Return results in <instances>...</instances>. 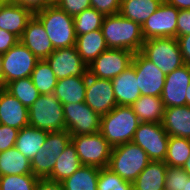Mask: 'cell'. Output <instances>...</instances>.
<instances>
[{
    "label": "cell",
    "mask_w": 190,
    "mask_h": 190,
    "mask_svg": "<svg viewBox=\"0 0 190 190\" xmlns=\"http://www.w3.org/2000/svg\"><path fill=\"white\" fill-rule=\"evenodd\" d=\"M101 30L108 48L141 52L145 40L142 26L135 21L124 18L120 13L104 16Z\"/></svg>",
    "instance_id": "1"
},
{
    "label": "cell",
    "mask_w": 190,
    "mask_h": 190,
    "mask_svg": "<svg viewBox=\"0 0 190 190\" xmlns=\"http://www.w3.org/2000/svg\"><path fill=\"white\" fill-rule=\"evenodd\" d=\"M140 121L131 106L117 105L102 115L100 132L112 146L132 142Z\"/></svg>",
    "instance_id": "2"
},
{
    "label": "cell",
    "mask_w": 190,
    "mask_h": 190,
    "mask_svg": "<svg viewBox=\"0 0 190 190\" xmlns=\"http://www.w3.org/2000/svg\"><path fill=\"white\" fill-rule=\"evenodd\" d=\"M34 15L43 24L54 50L75 46L77 36L72 16L56 4L48 6Z\"/></svg>",
    "instance_id": "3"
},
{
    "label": "cell",
    "mask_w": 190,
    "mask_h": 190,
    "mask_svg": "<svg viewBox=\"0 0 190 190\" xmlns=\"http://www.w3.org/2000/svg\"><path fill=\"white\" fill-rule=\"evenodd\" d=\"M150 162L140 146L127 142L112 148L108 168L123 180L133 182Z\"/></svg>",
    "instance_id": "4"
},
{
    "label": "cell",
    "mask_w": 190,
    "mask_h": 190,
    "mask_svg": "<svg viewBox=\"0 0 190 190\" xmlns=\"http://www.w3.org/2000/svg\"><path fill=\"white\" fill-rule=\"evenodd\" d=\"M28 112L30 126L48 132L65 130L63 104L53 93L40 95Z\"/></svg>",
    "instance_id": "5"
},
{
    "label": "cell",
    "mask_w": 190,
    "mask_h": 190,
    "mask_svg": "<svg viewBox=\"0 0 190 190\" xmlns=\"http://www.w3.org/2000/svg\"><path fill=\"white\" fill-rule=\"evenodd\" d=\"M141 53L165 75L184 65L176 37L147 39L143 43Z\"/></svg>",
    "instance_id": "6"
},
{
    "label": "cell",
    "mask_w": 190,
    "mask_h": 190,
    "mask_svg": "<svg viewBox=\"0 0 190 190\" xmlns=\"http://www.w3.org/2000/svg\"><path fill=\"white\" fill-rule=\"evenodd\" d=\"M71 142L83 165L98 168L108 167L113 147L100 131L87 135L71 136Z\"/></svg>",
    "instance_id": "7"
},
{
    "label": "cell",
    "mask_w": 190,
    "mask_h": 190,
    "mask_svg": "<svg viewBox=\"0 0 190 190\" xmlns=\"http://www.w3.org/2000/svg\"><path fill=\"white\" fill-rule=\"evenodd\" d=\"M38 61L39 59L19 41L2 54L1 76L4 86L14 80L31 77Z\"/></svg>",
    "instance_id": "8"
},
{
    "label": "cell",
    "mask_w": 190,
    "mask_h": 190,
    "mask_svg": "<svg viewBox=\"0 0 190 190\" xmlns=\"http://www.w3.org/2000/svg\"><path fill=\"white\" fill-rule=\"evenodd\" d=\"M71 141L67 130L48 132L45 143L31 160V169L38 178H47L65 147Z\"/></svg>",
    "instance_id": "9"
},
{
    "label": "cell",
    "mask_w": 190,
    "mask_h": 190,
    "mask_svg": "<svg viewBox=\"0 0 190 190\" xmlns=\"http://www.w3.org/2000/svg\"><path fill=\"white\" fill-rule=\"evenodd\" d=\"M65 130L71 136L87 135L100 131L101 115L94 112L85 102L63 104Z\"/></svg>",
    "instance_id": "10"
},
{
    "label": "cell",
    "mask_w": 190,
    "mask_h": 190,
    "mask_svg": "<svg viewBox=\"0 0 190 190\" xmlns=\"http://www.w3.org/2000/svg\"><path fill=\"white\" fill-rule=\"evenodd\" d=\"M169 135L160 123L140 122L132 142L140 146L151 161H164Z\"/></svg>",
    "instance_id": "11"
},
{
    "label": "cell",
    "mask_w": 190,
    "mask_h": 190,
    "mask_svg": "<svg viewBox=\"0 0 190 190\" xmlns=\"http://www.w3.org/2000/svg\"><path fill=\"white\" fill-rule=\"evenodd\" d=\"M134 53L127 49L108 48L88 65L94 77L112 80L131 66Z\"/></svg>",
    "instance_id": "12"
},
{
    "label": "cell",
    "mask_w": 190,
    "mask_h": 190,
    "mask_svg": "<svg viewBox=\"0 0 190 190\" xmlns=\"http://www.w3.org/2000/svg\"><path fill=\"white\" fill-rule=\"evenodd\" d=\"M131 65L135 68L141 95L160 97L166 75L141 52L134 53Z\"/></svg>",
    "instance_id": "13"
},
{
    "label": "cell",
    "mask_w": 190,
    "mask_h": 190,
    "mask_svg": "<svg viewBox=\"0 0 190 190\" xmlns=\"http://www.w3.org/2000/svg\"><path fill=\"white\" fill-rule=\"evenodd\" d=\"M179 9L163 1L159 8L142 25L144 40L177 37Z\"/></svg>",
    "instance_id": "14"
},
{
    "label": "cell",
    "mask_w": 190,
    "mask_h": 190,
    "mask_svg": "<svg viewBox=\"0 0 190 190\" xmlns=\"http://www.w3.org/2000/svg\"><path fill=\"white\" fill-rule=\"evenodd\" d=\"M45 60L50 65L57 80L70 76L87 77L88 66L82 61L75 46L56 49Z\"/></svg>",
    "instance_id": "15"
},
{
    "label": "cell",
    "mask_w": 190,
    "mask_h": 190,
    "mask_svg": "<svg viewBox=\"0 0 190 190\" xmlns=\"http://www.w3.org/2000/svg\"><path fill=\"white\" fill-rule=\"evenodd\" d=\"M84 102L96 113L108 114L117 106L112 81L87 74Z\"/></svg>",
    "instance_id": "16"
},
{
    "label": "cell",
    "mask_w": 190,
    "mask_h": 190,
    "mask_svg": "<svg viewBox=\"0 0 190 190\" xmlns=\"http://www.w3.org/2000/svg\"><path fill=\"white\" fill-rule=\"evenodd\" d=\"M190 84V65L184 64L166 75L161 99L165 108L186 106Z\"/></svg>",
    "instance_id": "17"
},
{
    "label": "cell",
    "mask_w": 190,
    "mask_h": 190,
    "mask_svg": "<svg viewBox=\"0 0 190 190\" xmlns=\"http://www.w3.org/2000/svg\"><path fill=\"white\" fill-rule=\"evenodd\" d=\"M39 60H45L54 51V47L41 21L33 15L20 38Z\"/></svg>",
    "instance_id": "18"
},
{
    "label": "cell",
    "mask_w": 190,
    "mask_h": 190,
    "mask_svg": "<svg viewBox=\"0 0 190 190\" xmlns=\"http://www.w3.org/2000/svg\"><path fill=\"white\" fill-rule=\"evenodd\" d=\"M33 15L30 10L13 1L3 0L0 3V29L13 33L20 39Z\"/></svg>",
    "instance_id": "19"
},
{
    "label": "cell",
    "mask_w": 190,
    "mask_h": 190,
    "mask_svg": "<svg viewBox=\"0 0 190 190\" xmlns=\"http://www.w3.org/2000/svg\"><path fill=\"white\" fill-rule=\"evenodd\" d=\"M0 120L1 124L18 130L29 125L28 107L5 89L0 91Z\"/></svg>",
    "instance_id": "20"
},
{
    "label": "cell",
    "mask_w": 190,
    "mask_h": 190,
    "mask_svg": "<svg viewBox=\"0 0 190 190\" xmlns=\"http://www.w3.org/2000/svg\"><path fill=\"white\" fill-rule=\"evenodd\" d=\"M111 81L117 105L131 106L141 96L135 68L132 65Z\"/></svg>",
    "instance_id": "21"
},
{
    "label": "cell",
    "mask_w": 190,
    "mask_h": 190,
    "mask_svg": "<svg viewBox=\"0 0 190 190\" xmlns=\"http://www.w3.org/2000/svg\"><path fill=\"white\" fill-rule=\"evenodd\" d=\"M162 126L169 136L190 139V106L165 108Z\"/></svg>",
    "instance_id": "22"
},
{
    "label": "cell",
    "mask_w": 190,
    "mask_h": 190,
    "mask_svg": "<svg viewBox=\"0 0 190 190\" xmlns=\"http://www.w3.org/2000/svg\"><path fill=\"white\" fill-rule=\"evenodd\" d=\"M75 47L87 66L108 49L101 29L77 36Z\"/></svg>",
    "instance_id": "23"
},
{
    "label": "cell",
    "mask_w": 190,
    "mask_h": 190,
    "mask_svg": "<svg viewBox=\"0 0 190 190\" xmlns=\"http://www.w3.org/2000/svg\"><path fill=\"white\" fill-rule=\"evenodd\" d=\"M87 77L70 76L57 80L54 96L62 103H81L85 100Z\"/></svg>",
    "instance_id": "24"
},
{
    "label": "cell",
    "mask_w": 190,
    "mask_h": 190,
    "mask_svg": "<svg viewBox=\"0 0 190 190\" xmlns=\"http://www.w3.org/2000/svg\"><path fill=\"white\" fill-rule=\"evenodd\" d=\"M166 170L164 161H151L132 182L133 190H164Z\"/></svg>",
    "instance_id": "25"
},
{
    "label": "cell",
    "mask_w": 190,
    "mask_h": 190,
    "mask_svg": "<svg viewBox=\"0 0 190 190\" xmlns=\"http://www.w3.org/2000/svg\"><path fill=\"white\" fill-rule=\"evenodd\" d=\"M47 134L48 131L25 126L18 132L15 148L31 161L45 143Z\"/></svg>",
    "instance_id": "26"
},
{
    "label": "cell",
    "mask_w": 190,
    "mask_h": 190,
    "mask_svg": "<svg viewBox=\"0 0 190 190\" xmlns=\"http://www.w3.org/2000/svg\"><path fill=\"white\" fill-rule=\"evenodd\" d=\"M131 107L140 122L162 124L165 107L161 97L141 95Z\"/></svg>",
    "instance_id": "27"
},
{
    "label": "cell",
    "mask_w": 190,
    "mask_h": 190,
    "mask_svg": "<svg viewBox=\"0 0 190 190\" xmlns=\"http://www.w3.org/2000/svg\"><path fill=\"white\" fill-rule=\"evenodd\" d=\"M164 0H125L120 4V14L141 26L159 8Z\"/></svg>",
    "instance_id": "28"
},
{
    "label": "cell",
    "mask_w": 190,
    "mask_h": 190,
    "mask_svg": "<svg viewBox=\"0 0 190 190\" xmlns=\"http://www.w3.org/2000/svg\"><path fill=\"white\" fill-rule=\"evenodd\" d=\"M82 165L83 164L79 160L75 146L70 141L61 155L57 157L56 164L47 179L62 182L82 167Z\"/></svg>",
    "instance_id": "29"
},
{
    "label": "cell",
    "mask_w": 190,
    "mask_h": 190,
    "mask_svg": "<svg viewBox=\"0 0 190 190\" xmlns=\"http://www.w3.org/2000/svg\"><path fill=\"white\" fill-rule=\"evenodd\" d=\"M33 174L31 161L15 147L0 152V176Z\"/></svg>",
    "instance_id": "30"
},
{
    "label": "cell",
    "mask_w": 190,
    "mask_h": 190,
    "mask_svg": "<svg viewBox=\"0 0 190 190\" xmlns=\"http://www.w3.org/2000/svg\"><path fill=\"white\" fill-rule=\"evenodd\" d=\"M99 172L98 167L82 165L61 182L63 190H97Z\"/></svg>",
    "instance_id": "31"
},
{
    "label": "cell",
    "mask_w": 190,
    "mask_h": 190,
    "mask_svg": "<svg viewBox=\"0 0 190 190\" xmlns=\"http://www.w3.org/2000/svg\"><path fill=\"white\" fill-rule=\"evenodd\" d=\"M4 89L28 108L33 105L41 95L34 86L31 77L14 80L8 83Z\"/></svg>",
    "instance_id": "32"
},
{
    "label": "cell",
    "mask_w": 190,
    "mask_h": 190,
    "mask_svg": "<svg viewBox=\"0 0 190 190\" xmlns=\"http://www.w3.org/2000/svg\"><path fill=\"white\" fill-rule=\"evenodd\" d=\"M190 156V139L169 136L164 163L167 166L183 167Z\"/></svg>",
    "instance_id": "33"
},
{
    "label": "cell",
    "mask_w": 190,
    "mask_h": 190,
    "mask_svg": "<svg viewBox=\"0 0 190 190\" xmlns=\"http://www.w3.org/2000/svg\"><path fill=\"white\" fill-rule=\"evenodd\" d=\"M31 79L41 95L54 92L57 78L46 60H39L32 71Z\"/></svg>",
    "instance_id": "34"
},
{
    "label": "cell",
    "mask_w": 190,
    "mask_h": 190,
    "mask_svg": "<svg viewBox=\"0 0 190 190\" xmlns=\"http://www.w3.org/2000/svg\"><path fill=\"white\" fill-rule=\"evenodd\" d=\"M104 15L90 7L73 17L76 36L101 29Z\"/></svg>",
    "instance_id": "35"
},
{
    "label": "cell",
    "mask_w": 190,
    "mask_h": 190,
    "mask_svg": "<svg viewBox=\"0 0 190 190\" xmlns=\"http://www.w3.org/2000/svg\"><path fill=\"white\" fill-rule=\"evenodd\" d=\"M97 190H133L130 181L123 180L110 168H100Z\"/></svg>",
    "instance_id": "36"
},
{
    "label": "cell",
    "mask_w": 190,
    "mask_h": 190,
    "mask_svg": "<svg viewBox=\"0 0 190 190\" xmlns=\"http://www.w3.org/2000/svg\"><path fill=\"white\" fill-rule=\"evenodd\" d=\"M38 179L34 174L0 176V190H34Z\"/></svg>",
    "instance_id": "37"
},
{
    "label": "cell",
    "mask_w": 190,
    "mask_h": 190,
    "mask_svg": "<svg viewBox=\"0 0 190 190\" xmlns=\"http://www.w3.org/2000/svg\"><path fill=\"white\" fill-rule=\"evenodd\" d=\"M189 177L182 167L167 166L164 190H184Z\"/></svg>",
    "instance_id": "38"
},
{
    "label": "cell",
    "mask_w": 190,
    "mask_h": 190,
    "mask_svg": "<svg viewBox=\"0 0 190 190\" xmlns=\"http://www.w3.org/2000/svg\"><path fill=\"white\" fill-rule=\"evenodd\" d=\"M55 4L72 17L91 7L90 0H57Z\"/></svg>",
    "instance_id": "39"
},
{
    "label": "cell",
    "mask_w": 190,
    "mask_h": 190,
    "mask_svg": "<svg viewBox=\"0 0 190 190\" xmlns=\"http://www.w3.org/2000/svg\"><path fill=\"white\" fill-rule=\"evenodd\" d=\"M19 130L5 124H0V152L15 147Z\"/></svg>",
    "instance_id": "40"
},
{
    "label": "cell",
    "mask_w": 190,
    "mask_h": 190,
    "mask_svg": "<svg viewBox=\"0 0 190 190\" xmlns=\"http://www.w3.org/2000/svg\"><path fill=\"white\" fill-rule=\"evenodd\" d=\"M91 7L104 16L118 14L120 12V0H90Z\"/></svg>",
    "instance_id": "41"
},
{
    "label": "cell",
    "mask_w": 190,
    "mask_h": 190,
    "mask_svg": "<svg viewBox=\"0 0 190 190\" xmlns=\"http://www.w3.org/2000/svg\"><path fill=\"white\" fill-rule=\"evenodd\" d=\"M14 3L30 10L33 14L55 4L52 0H11Z\"/></svg>",
    "instance_id": "42"
},
{
    "label": "cell",
    "mask_w": 190,
    "mask_h": 190,
    "mask_svg": "<svg viewBox=\"0 0 190 190\" xmlns=\"http://www.w3.org/2000/svg\"><path fill=\"white\" fill-rule=\"evenodd\" d=\"M190 34V9L179 10L177 16V37Z\"/></svg>",
    "instance_id": "43"
},
{
    "label": "cell",
    "mask_w": 190,
    "mask_h": 190,
    "mask_svg": "<svg viewBox=\"0 0 190 190\" xmlns=\"http://www.w3.org/2000/svg\"><path fill=\"white\" fill-rule=\"evenodd\" d=\"M19 41L20 39L13 33L0 29V54L6 53Z\"/></svg>",
    "instance_id": "44"
},
{
    "label": "cell",
    "mask_w": 190,
    "mask_h": 190,
    "mask_svg": "<svg viewBox=\"0 0 190 190\" xmlns=\"http://www.w3.org/2000/svg\"><path fill=\"white\" fill-rule=\"evenodd\" d=\"M176 38L180 47L184 64L190 65V34Z\"/></svg>",
    "instance_id": "45"
},
{
    "label": "cell",
    "mask_w": 190,
    "mask_h": 190,
    "mask_svg": "<svg viewBox=\"0 0 190 190\" xmlns=\"http://www.w3.org/2000/svg\"><path fill=\"white\" fill-rule=\"evenodd\" d=\"M34 190H63L61 182L39 178Z\"/></svg>",
    "instance_id": "46"
},
{
    "label": "cell",
    "mask_w": 190,
    "mask_h": 190,
    "mask_svg": "<svg viewBox=\"0 0 190 190\" xmlns=\"http://www.w3.org/2000/svg\"><path fill=\"white\" fill-rule=\"evenodd\" d=\"M171 6L176 7L179 10H188L190 9V0H164Z\"/></svg>",
    "instance_id": "47"
},
{
    "label": "cell",
    "mask_w": 190,
    "mask_h": 190,
    "mask_svg": "<svg viewBox=\"0 0 190 190\" xmlns=\"http://www.w3.org/2000/svg\"><path fill=\"white\" fill-rule=\"evenodd\" d=\"M182 168L190 176V156H189L188 160L185 162V164L183 165Z\"/></svg>",
    "instance_id": "48"
},
{
    "label": "cell",
    "mask_w": 190,
    "mask_h": 190,
    "mask_svg": "<svg viewBox=\"0 0 190 190\" xmlns=\"http://www.w3.org/2000/svg\"><path fill=\"white\" fill-rule=\"evenodd\" d=\"M186 105L190 106V84L187 88V92H186Z\"/></svg>",
    "instance_id": "49"
},
{
    "label": "cell",
    "mask_w": 190,
    "mask_h": 190,
    "mask_svg": "<svg viewBox=\"0 0 190 190\" xmlns=\"http://www.w3.org/2000/svg\"><path fill=\"white\" fill-rule=\"evenodd\" d=\"M1 59H2V55L0 54V91L5 88L3 81H2V76H1Z\"/></svg>",
    "instance_id": "50"
},
{
    "label": "cell",
    "mask_w": 190,
    "mask_h": 190,
    "mask_svg": "<svg viewBox=\"0 0 190 190\" xmlns=\"http://www.w3.org/2000/svg\"><path fill=\"white\" fill-rule=\"evenodd\" d=\"M184 190H190V177H189V180L185 181Z\"/></svg>",
    "instance_id": "51"
}]
</instances>
